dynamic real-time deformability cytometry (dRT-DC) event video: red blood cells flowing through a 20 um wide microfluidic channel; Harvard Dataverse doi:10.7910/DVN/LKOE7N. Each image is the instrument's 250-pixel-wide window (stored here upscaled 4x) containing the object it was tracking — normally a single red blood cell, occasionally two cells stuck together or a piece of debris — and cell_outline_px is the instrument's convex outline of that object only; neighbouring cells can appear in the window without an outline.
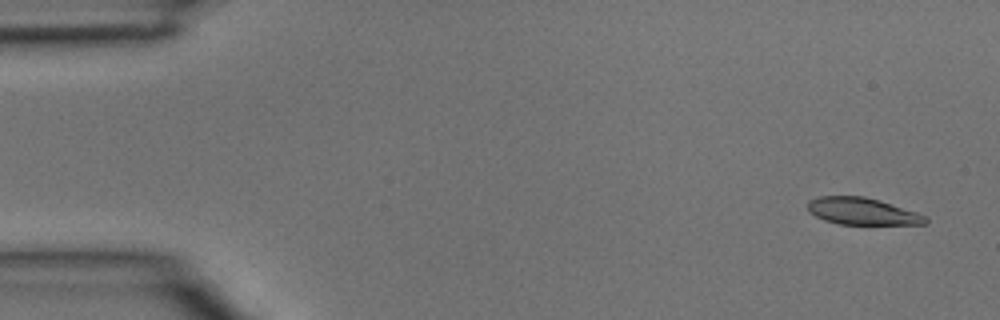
{"species": "common noctule bat (a hibernating species)", "species_latin": "Nyctalus noctula", "temperature_condition": "room temperature", "stored_images_in_passage": 4, "camera_frame_rate_fps": 3000, "um_per_image_px": 0.085, "animal": {"sex": "male", "body_mass_g": 15.6}, "frame": {"image": 1, "passage_image": 1, "time_ms": 0.0, "image_size_px": [1000, 320], "cell_outline_px": [[928, 220], [924, 224], [840, 224], [824, 220], [808, 212], [808, 200], [820, 196], [864, 196], [880, 200], [928, 216]], "centroid_in_image_um": [73.28, 17.95], "position_along_channel_um": 11.7, "area_um2": 18.5}}